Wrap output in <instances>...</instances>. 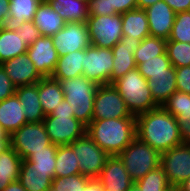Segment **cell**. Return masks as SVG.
<instances>
[{
  "label": "cell",
  "instance_id": "6da1fadb",
  "mask_svg": "<svg viewBox=\"0 0 190 191\" xmlns=\"http://www.w3.org/2000/svg\"><path fill=\"white\" fill-rule=\"evenodd\" d=\"M136 134L160 153L182 144L178 120L162 106L136 116Z\"/></svg>",
  "mask_w": 190,
  "mask_h": 191
},
{
  "label": "cell",
  "instance_id": "7a4b0ae2",
  "mask_svg": "<svg viewBox=\"0 0 190 191\" xmlns=\"http://www.w3.org/2000/svg\"><path fill=\"white\" fill-rule=\"evenodd\" d=\"M86 134L109 156H118L136 134V118L92 119Z\"/></svg>",
  "mask_w": 190,
  "mask_h": 191
},
{
  "label": "cell",
  "instance_id": "3957f363",
  "mask_svg": "<svg viewBox=\"0 0 190 191\" xmlns=\"http://www.w3.org/2000/svg\"><path fill=\"white\" fill-rule=\"evenodd\" d=\"M55 80L60 82L64 99L70 104L74 118L87 127L92 121L95 93L99 85L83 74L75 78Z\"/></svg>",
  "mask_w": 190,
  "mask_h": 191
},
{
  "label": "cell",
  "instance_id": "277c9868",
  "mask_svg": "<svg viewBox=\"0 0 190 191\" xmlns=\"http://www.w3.org/2000/svg\"><path fill=\"white\" fill-rule=\"evenodd\" d=\"M112 84L126 102L132 115L138 116L158 107L151 95L147 79L137 68L130 70Z\"/></svg>",
  "mask_w": 190,
  "mask_h": 191
},
{
  "label": "cell",
  "instance_id": "5b68a950",
  "mask_svg": "<svg viewBox=\"0 0 190 191\" xmlns=\"http://www.w3.org/2000/svg\"><path fill=\"white\" fill-rule=\"evenodd\" d=\"M130 178L136 182L160 166L161 153L137 136L118 155Z\"/></svg>",
  "mask_w": 190,
  "mask_h": 191
},
{
  "label": "cell",
  "instance_id": "8992f818",
  "mask_svg": "<svg viewBox=\"0 0 190 191\" xmlns=\"http://www.w3.org/2000/svg\"><path fill=\"white\" fill-rule=\"evenodd\" d=\"M11 147L22 158L28 159L33 153L47 150L52 142L43 122H27L10 135Z\"/></svg>",
  "mask_w": 190,
  "mask_h": 191
},
{
  "label": "cell",
  "instance_id": "52a82bcc",
  "mask_svg": "<svg viewBox=\"0 0 190 191\" xmlns=\"http://www.w3.org/2000/svg\"><path fill=\"white\" fill-rule=\"evenodd\" d=\"M70 146L79 162L80 174L89 179H97L110 156L87 134L76 139Z\"/></svg>",
  "mask_w": 190,
  "mask_h": 191
},
{
  "label": "cell",
  "instance_id": "ba28073f",
  "mask_svg": "<svg viewBox=\"0 0 190 191\" xmlns=\"http://www.w3.org/2000/svg\"><path fill=\"white\" fill-rule=\"evenodd\" d=\"M86 23L94 47L112 49L123 36L121 14L89 16Z\"/></svg>",
  "mask_w": 190,
  "mask_h": 191
},
{
  "label": "cell",
  "instance_id": "9c48e42d",
  "mask_svg": "<svg viewBox=\"0 0 190 191\" xmlns=\"http://www.w3.org/2000/svg\"><path fill=\"white\" fill-rule=\"evenodd\" d=\"M136 118L113 84L99 85L95 93L92 119Z\"/></svg>",
  "mask_w": 190,
  "mask_h": 191
},
{
  "label": "cell",
  "instance_id": "30bf717a",
  "mask_svg": "<svg viewBox=\"0 0 190 191\" xmlns=\"http://www.w3.org/2000/svg\"><path fill=\"white\" fill-rule=\"evenodd\" d=\"M113 52L109 48L90 45L85 49L83 75L98 85L111 84Z\"/></svg>",
  "mask_w": 190,
  "mask_h": 191
},
{
  "label": "cell",
  "instance_id": "8fae6325",
  "mask_svg": "<svg viewBox=\"0 0 190 191\" xmlns=\"http://www.w3.org/2000/svg\"><path fill=\"white\" fill-rule=\"evenodd\" d=\"M160 166L173 189L190 177V144L182 143L161 153Z\"/></svg>",
  "mask_w": 190,
  "mask_h": 191
},
{
  "label": "cell",
  "instance_id": "7c38bea8",
  "mask_svg": "<svg viewBox=\"0 0 190 191\" xmlns=\"http://www.w3.org/2000/svg\"><path fill=\"white\" fill-rule=\"evenodd\" d=\"M43 123L52 144L58 146L70 145L86 134V126L74 115H47Z\"/></svg>",
  "mask_w": 190,
  "mask_h": 191
},
{
  "label": "cell",
  "instance_id": "4fadbf2b",
  "mask_svg": "<svg viewBox=\"0 0 190 191\" xmlns=\"http://www.w3.org/2000/svg\"><path fill=\"white\" fill-rule=\"evenodd\" d=\"M59 57L84 50L91 45L87 23L66 22L65 26L52 36Z\"/></svg>",
  "mask_w": 190,
  "mask_h": 191
},
{
  "label": "cell",
  "instance_id": "5bb4252c",
  "mask_svg": "<svg viewBox=\"0 0 190 191\" xmlns=\"http://www.w3.org/2000/svg\"><path fill=\"white\" fill-rule=\"evenodd\" d=\"M26 54L43 77H51L58 62L52 36H40L28 46Z\"/></svg>",
  "mask_w": 190,
  "mask_h": 191
},
{
  "label": "cell",
  "instance_id": "9a60e30c",
  "mask_svg": "<svg viewBox=\"0 0 190 191\" xmlns=\"http://www.w3.org/2000/svg\"><path fill=\"white\" fill-rule=\"evenodd\" d=\"M104 191H129L135 182L118 156H110L97 177Z\"/></svg>",
  "mask_w": 190,
  "mask_h": 191
},
{
  "label": "cell",
  "instance_id": "2e32d148",
  "mask_svg": "<svg viewBox=\"0 0 190 191\" xmlns=\"http://www.w3.org/2000/svg\"><path fill=\"white\" fill-rule=\"evenodd\" d=\"M0 65L16 88L36 84L43 78L26 53L6 60Z\"/></svg>",
  "mask_w": 190,
  "mask_h": 191
},
{
  "label": "cell",
  "instance_id": "e0dca14e",
  "mask_svg": "<svg viewBox=\"0 0 190 191\" xmlns=\"http://www.w3.org/2000/svg\"><path fill=\"white\" fill-rule=\"evenodd\" d=\"M140 43L141 40L135 37L122 36L120 41L111 49L113 52L111 84L130 70L137 68L134 51Z\"/></svg>",
  "mask_w": 190,
  "mask_h": 191
},
{
  "label": "cell",
  "instance_id": "ac0fdd59",
  "mask_svg": "<svg viewBox=\"0 0 190 191\" xmlns=\"http://www.w3.org/2000/svg\"><path fill=\"white\" fill-rule=\"evenodd\" d=\"M144 10L148 18L150 36L168 40L176 15L174 10L164 0L158 1Z\"/></svg>",
  "mask_w": 190,
  "mask_h": 191
},
{
  "label": "cell",
  "instance_id": "d6986e66",
  "mask_svg": "<svg viewBox=\"0 0 190 191\" xmlns=\"http://www.w3.org/2000/svg\"><path fill=\"white\" fill-rule=\"evenodd\" d=\"M43 0H10L9 16L1 23V28L16 31L25 21H33L37 7Z\"/></svg>",
  "mask_w": 190,
  "mask_h": 191
},
{
  "label": "cell",
  "instance_id": "ffe728a7",
  "mask_svg": "<svg viewBox=\"0 0 190 191\" xmlns=\"http://www.w3.org/2000/svg\"><path fill=\"white\" fill-rule=\"evenodd\" d=\"M25 123L24 109L16 94L0 102V125L9 135Z\"/></svg>",
  "mask_w": 190,
  "mask_h": 191
},
{
  "label": "cell",
  "instance_id": "44dd1931",
  "mask_svg": "<svg viewBox=\"0 0 190 191\" xmlns=\"http://www.w3.org/2000/svg\"><path fill=\"white\" fill-rule=\"evenodd\" d=\"M147 81L157 106L163 107L169 97L177 90L174 66L167 73L152 74Z\"/></svg>",
  "mask_w": 190,
  "mask_h": 191
},
{
  "label": "cell",
  "instance_id": "7402d4cb",
  "mask_svg": "<svg viewBox=\"0 0 190 191\" xmlns=\"http://www.w3.org/2000/svg\"><path fill=\"white\" fill-rule=\"evenodd\" d=\"M15 94L24 109L27 122H43L46 116L39 100L38 83L17 87Z\"/></svg>",
  "mask_w": 190,
  "mask_h": 191
},
{
  "label": "cell",
  "instance_id": "603a6c76",
  "mask_svg": "<svg viewBox=\"0 0 190 191\" xmlns=\"http://www.w3.org/2000/svg\"><path fill=\"white\" fill-rule=\"evenodd\" d=\"M33 23L39 29L41 36H53L61 30L66 21L43 0L37 7Z\"/></svg>",
  "mask_w": 190,
  "mask_h": 191
},
{
  "label": "cell",
  "instance_id": "cb8c5ba5",
  "mask_svg": "<svg viewBox=\"0 0 190 191\" xmlns=\"http://www.w3.org/2000/svg\"><path fill=\"white\" fill-rule=\"evenodd\" d=\"M38 94L45 116L50 115L54 108L63 101L64 93L58 80L43 77L38 82Z\"/></svg>",
  "mask_w": 190,
  "mask_h": 191
},
{
  "label": "cell",
  "instance_id": "d4e9b609",
  "mask_svg": "<svg viewBox=\"0 0 190 191\" xmlns=\"http://www.w3.org/2000/svg\"><path fill=\"white\" fill-rule=\"evenodd\" d=\"M18 181L26 191H48L53 179L49 172L34 170V165L26 159L22 160Z\"/></svg>",
  "mask_w": 190,
  "mask_h": 191
},
{
  "label": "cell",
  "instance_id": "484cf974",
  "mask_svg": "<svg viewBox=\"0 0 190 191\" xmlns=\"http://www.w3.org/2000/svg\"><path fill=\"white\" fill-rule=\"evenodd\" d=\"M123 36L143 40L150 36L148 18L143 9H134L121 14Z\"/></svg>",
  "mask_w": 190,
  "mask_h": 191
},
{
  "label": "cell",
  "instance_id": "4316f807",
  "mask_svg": "<svg viewBox=\"0 0 190 191\" xmlns=\"http://www.w3.org/2000/svg\"><path fill=\"white\" fill-rule=\"evenodd\" d=\"M84 50H77L58 58L51 78L70 79L83 74Z\"/></svg>",
  "mask_w": 190,
  "mask_h": 191
},
{
  "label": "cell",
  "instance_id": "83f0119b",
  "mask_svg": "<svg viewBox=\"0 0 190 191\" xmlns=\"http://www.w3.org/2000/svg\"><path fill=\"white\" fill-rule=\"evenodd\" d=\"M66 22L85 23L88 20V4L77 0H46Z\"/></svg>",
  "mask_w": 190,
  "mask_h": 191
},
{
  "label": "cell",
  "instance_id": "f1b7e54d",
  "mask_svg": "<svg viewBox=\"0 0 190 191\" xmlns=\"http://www.w3.org/2000/svg\"><path fill=\"white\" fill-rule=\"evenodd\" d=\"M22 160L11 146L0 154V191L18 181Z\"/></svg>",
  "mask_w": 190,
  "mask_h": 191
},
{
  "label": "cell",
  "instance_id": "f546056e",
  "mask_svg": "<svg viewBox=\"0 0 190 191\" xmlns=\"http://www.w3.org/2000/svg\"><path fill=\"white\" fill-rule=\"evenodd\" d=\"M27 49L20 34L0 28V64L26 53Z\"/></svg>",
  "mask_w": 190,
  "mask_h": 191
},
{
  "label": "cell",
  "instance_id": "4dcf8cb0",
  "mask_svg": "<svg viewBox=\"0 0 190 191\" xmlns=\"http://www.w3.org/2000/svg\"><path fill=\"white\" fill-rule=\"evenodd\" d=\"M70 145H59L56 152L54 177H67L80 174L79 162Z\"/></svg>",
  "mask_w": 190,
  "mask_h": 191
},
{
  "label": "cell",
  "instance_id": "1f68e13d",
  "mask_svg": "<svg viewBox=\"0 0 190 191\" xmlns=\"http://www.w3.org/2000/svg\"><path fill=\"white\" fill-rule=\"evenodd\" d=\"M167 40L148 36L141 40L140 45L134 51L135 63L138 66L141 59H151L153 57L162 55L166 52Z\"/></svg>",
  "mask_w": 190,
  "mask_h": 191
},
{
  "label": "cell",
  "instance_id": "d6a6232c",
  "mask_svg": "<svg viewBox=\"0 0 190 191\" xmlns=\"http://www.w3.org/2000/svg\"><path fill=\"white\" fill-rule=\"evenodd\" d=\"M135 184L142 191H170L173 189L161 166L148 172L143 178L136 181Z\"/></svg>",
  "mask_w": 190,
  "mask_h": 191
},
{
  "label": "cell",
  "instance_id": "836d02e7",
  "mask_svg": "<svg viewBox=\"0 0 190 191\" xmlns=\"http://www.w3.org/2000/svg\"><path fill=\"white\" fill-rule=\"evenodd\" d=\"M57 148L58 145L52 144L47 150H40L33 153L27 160L34 165V170L49 172V176L53 179Z\"/></svg>",
  "mask_w": 190,
  "mask_h": 191
},
{
  "label": "cell",
  "instance_id": "e575fe53",
  "mask_svg": "<svg viewBox=\"0 0 190 191\" xmlns=\"http://www.w3.org/2000/svg\"><path fill=\"white\" fill-rule=\"evenodd\" d=\"M173 67L167 52L151 59H141V63L137 66L139 73L149 79L152 74L167 73Z\"/></svg>",
  "mask_w": 190,
  "mask_h": 191
},
{
  "label": "cell",
  "instance_id": "d590c367",
  "mask_svg": "<svg viewBox=\"0 0 190 191\" xmlns=\"http://www.w3.org/2000/svg\"><path fill=\"white\" fill-rule=\"evenodd\" d=\"M163 107L175 118H190V94L176 90Z\"/></svg>",
  "mask_w": 190,
  "mask_h": 191
},
{
  "label": "cell",
  "instance_id": "8d00e7d4",
  "mask_svg": "<svg viewBox=\"0 0 190 191\" xmlns=\"http://www.w3.org/2000/svg\"><path fill=\"white\" fill-rule=\"evenodd\" d=\"M166 52L175 68L190 66V43L167 41Z\"/></svg>",
  "mask_w": 190,
  "mask_h": 191
},
{
  "label": "cell",
  "instance_id": "74e56055",
  "mask_svg": "<svg viewBox=\"0 0 190 191\" xmlns=\"http://www.w3.org/2000/svg\"><path fill=\"white\" fill-rule=\"evenodd\" d=\"M167 41L190 43V11L176 13L172 31Z\"/></svg>",
  "mask_w": 190,
  "mask_h": 191
},
{
  "label": "cell",
  "instance_id": "f35d334b",
  "mask_svg": "<svg viewBox=\"0 0 190 191\" xmlns=\"http://www.w3.org/2000/svg\"><path fill=\"white\" fill-rule=\"evenodd\" d=\"M88 177L81 174L67 177H54L51 188L54 191H83L86 184L90 181Z\"/></svg>",
  "mask_w": 190,
  "mask_h": 191
},
{
  "label": "cell",
  "instance_id": "ab89813d",
  "mask_svg": "<svg viewBox=\"0 0 190 191\" xmlns=\"http://www.w3.org/2000/svg\"><path fill=\"white\" fill-rule=\"evenodd\" d=\"M18 34L23 38V42L27 46H30L34 41L41 36V33L33 21H25L21 26L16 30Z\"/></svg>",
  "mask_w": 190,
  "mask_h": 191
},
{
  "label": "cell",
  "instance_id": "60d3db41",
  "mask_svg": "<svg viewBox=\"0 0 190 191\" xmlns=\"http://www.w3.org/2000/svg\"><path fill=\"white\" fill-rule=\"evenodd\" d=\"M177 90L190 94V66L175 68Z\"/></svg>",
  "mask_w": 190,
  "mask_h": 191
},
{
  "label": "cell",
  "instance_id": "b9f144b4",
  "mask_svg": "<svg viewBox=\"0 0 190 191\" xmlns=\"http://www.w3.org/2000/svg\"><path fill=\"white\" fill-rule=\"evenodd\" d=\"M109 15L123 14L137 9V0H108Z\"/></svg>",
  "mask_w": 190,
  "mask_h": 191
},
{
  "label": "cell",
  "instance_id": "7bdbcfd3",
  "mask_svg": "<svg viewBox=\"0 0 190 191\" xmlns=\"http://www.w3.org/2000/svg\"><path fill=\"white\" fill-rule=\"evenodd\" d=\"M16 87L0 65V102L15 94Z\"/></svg>",
  "mask_w": 190,
  "mask_h": 191
},
{
  "label": "cell",
  "instance_id": "ee69618b",
  "mask_svg": "<svg viewBox=\"0 0 190 191\" xmlns=\"http://www.w3.org/2000/svg\"><path fill=\"white\" fill-rule=\"evenodd\" d=\"M88 12L89 16L109 15L108 0H89Z\"/></svg>",
  "mask_w": 190,
  "mask_h": 191
},
{
  "label": "cell",
  "instance_id": "f6af8a7d",
  "mask_svg": "<svg viewBox=\"0 0 190 191\" xmlns=\"http://www.w3.org/2000/svg\"><path fill=\"white\" fill-rule=\"evenodd\" d=\"M179 123V133L182 143L190 144V118H176Z\"/></svg>",
  "mask_w": 190,
  "mask_h": 191
},
{
  "label": "cell",
  "instance_id": "bcb514c9",
  "mask_svg": "<svg viewBox=\"0 0 190 191\" xmlns=\"http://www.w3.org/2000/svg\"><path fill=\"white\" fill-rule=\"evenodd\" d=\"M175 13L190 11V0H164Z\"/></svg>",
  "mask_w": 190,
  "mask_h": 191
},
{
  "label": "cell",
  "instance_id": "7dc6e473",
  "mask_svg": "<svg viewBox=\"0 0 190 191\" xmlns=\"http://www.w3.org/2000/svg\"><path fill=\"white\" fill-rule=\"evenodd\" d=\"M50 115H74V113L68 101L63 99Z\"/></svg>",
  "mask_w": 190,
  "mask_h": 191
},
{
  "label": "cell",
  "instance_id": "c3c4849f",
  "mask_svg": "<svg viewBox=\"0 0 190 191\" xmlns=\"http://www.w3.org/2000/svg\"><path fill=\"white\" fill-rule=\"evenodd\" d=\"M10 0H0V23L9 16Z\"/></svg>",
  "mask_w": 190,
  "mask_h": 191
},
{
  "label": "cell",
  "instance_id": "681fc988",
  "mask_svg": "<svg viewBox=\"0 0 190 191\" xmlns=\"http://www.w3.org/2000/svg\"><path fill=\"white\" fill-rule=\"evenodd\" d=\"M83 191H104L102 184L97 179H91Z\"/></svg>",
  "mask_w": 190,
  "mask_h": 191
},
{
  "label": "cell",
  "instance_id": "f907efd6",
  "mask_svg": "<svg viewBox=\"0 0 190 191\" xmlns=\"http://www.w3.org/2000/svg\"><path fill=\"white\" fill-rule=\"evenodd\" d=\"M3 191H26L19 181L11 182Z\"/></svg>",
  "mask_w": 190,
  "mask_h": 191
},
{
  "label": "cell",
  "instance_id": "816d5d0a",
  "mask_svg": "<svg viewBox=\"0 0 190 191\" xmlns=\"http://www.w3.org/2000/svg\"><path fill=\"white\" fill-rule=\"evenodd\" d=\"M161 0H137V9H146L147 7Z\"/></svg>",
  "mask_w": 190,
  "mask_h": 191
},
{
  "label": "cell",
  "instance_id": "f5cc1de1",
  "mask_svg": "<svg viewBox=\"0 0 190 191\" xmlns=\"http://www.w3.org/2000/svg\"><path fill=\"white\" fill-rule=\"evenodd\" d=\"M11 146L10 138H0V154Z\"/></svg>",
  "mask_w": 190,
  "mask_h": 191
},
{
  "label": "cell",
  "instance_id": "db71d44e",
  "mask_svg": "<svg viewBox=\"0 0 190 191\" xmlns=\"http://www.w3.org/2000/svg\"><path fill=\"white\" fill-rule=\"evenodd\" d=\"M176 189L177 191H190V177L184 180Z\"/></svg>",
  "mask_w": 190,
  "mask_h": 191
},
{
  "label": "cell",
  "instance_id": "11a10c76",
  "mask_svg": "<svg viewBox=\"0 0 190 191\" xmlns=\"http://www.w3.org/2000/svg\"><path fill=\"white\" fill-rule=\"evenodd\" d=\"M0 138H10V135L0 125Z\"/></svg>",
  "mask_w": 190,
  "mask_h": 191
},
{
  "label": "cell",
  "instance_id": "9f6ffc18",
  "mask_svg": "<svg viewBox=\"0 0 190 191\" xmlns=\"http://www.w3.org/2000/svg\"><path fill=\"white\" fill-rule=\"evenodd\" d=\"M129 191H142L136 184H134Z\"/></svg>",
  "mask_w": 190,
  "mask_h": 191
},
{
  "label": "cell",
  "instance_id": "6f0895ef",
  "mask_svg": "<svg viewBox=\"0 0 190 191\" xmlns=\"http://www.w3.org/2000/svg\"><path fill=\"white\" fill-rule=\"evenodd\" d=\"M77 1H79V2H83V3H86V4L89 3V0H77Z\"/></svg>",
  "mask_w": 190,
  "mask_h": 191
}]
</instances>
